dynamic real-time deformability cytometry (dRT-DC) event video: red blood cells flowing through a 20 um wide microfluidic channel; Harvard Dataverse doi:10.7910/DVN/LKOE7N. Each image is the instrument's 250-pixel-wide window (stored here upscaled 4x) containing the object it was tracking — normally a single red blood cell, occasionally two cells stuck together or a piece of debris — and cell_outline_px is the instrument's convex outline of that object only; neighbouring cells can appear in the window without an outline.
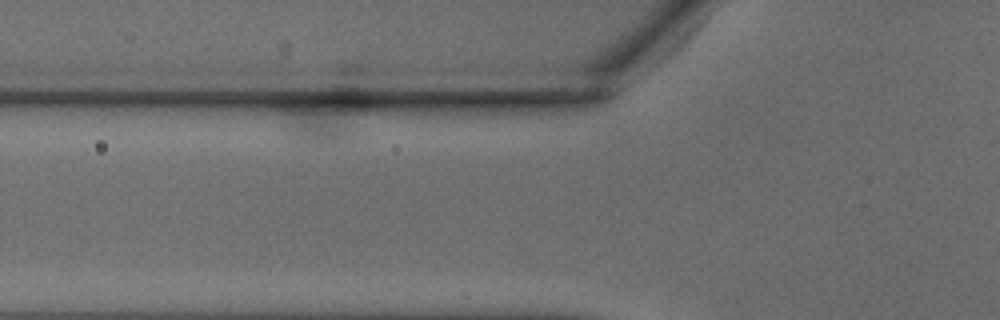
{"species": "common noctule bat (a hibernating species)", "species_latin": "Nyctalus noctula", "temperature_condition": "warm", "stored_images_in_passage": 4, "camera_frame_rate_fps": 3000, "um_per_image_px": 0.085, "animal": {"sex": "male", "body_mass_g": 18.8}, "frame": {"image": 1, "passage_image": 3, "time_ms": 0.667, "image_size_px": [1000, 320], "cell_outline_px": [[548, 264], [544, 268], [524, 272], [464, 272], [432, 268], [408, 264], [412, 260], [528, 256], [536, 256]], "centroid_in_image_um": [41.22, 22.46], "position_along_channel_um": 84.6, "area_um2": 12.02}}